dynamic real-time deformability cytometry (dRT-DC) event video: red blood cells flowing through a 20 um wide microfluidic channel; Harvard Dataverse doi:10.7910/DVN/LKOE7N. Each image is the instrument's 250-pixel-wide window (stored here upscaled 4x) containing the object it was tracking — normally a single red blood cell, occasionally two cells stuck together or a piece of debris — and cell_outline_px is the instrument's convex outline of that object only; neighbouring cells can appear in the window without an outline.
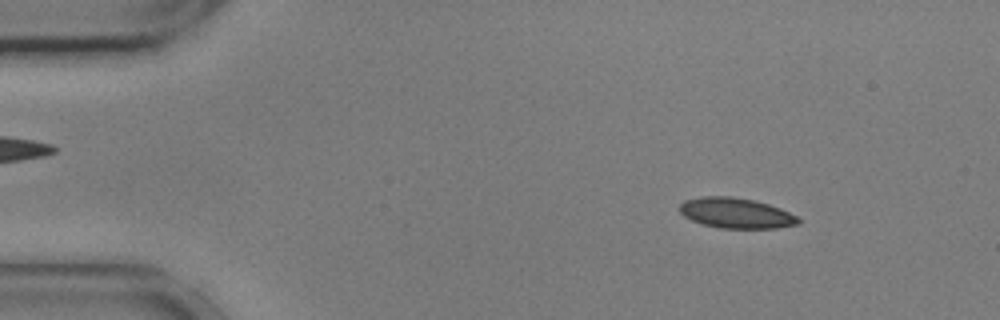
{"species": "common noctule bat (a hibernating species)", "species_latin": "Nyctalus noctula", "temperature_condition": "cold", "stored_images_in_passage": 54, "camera_frame_rate_fps": 3000, "um_per_image_px": 0.085, "animal": {"sex": "male", "body_mass_g": 17.9, "forearm_length_mm": 54.2}, "frame": {"image": 1, "passage_image": 6, "time_ms": 1.667, "image_size_px": [1000, 320], "cell_outline_px": [[800, 224], [776, 228], [720, 228], [704, 224], [692, 220], [684, 216], [680, 212], [680, 204], [684, 200], [704, 196], [732, 196], [752, 200], [768, 204], [780, 208], [796, 216], [800, 220]], "centroid_in_image_um": [62.56, 18.11], "position_along_channel_um": 22.4, "area_um2": 20.87}}
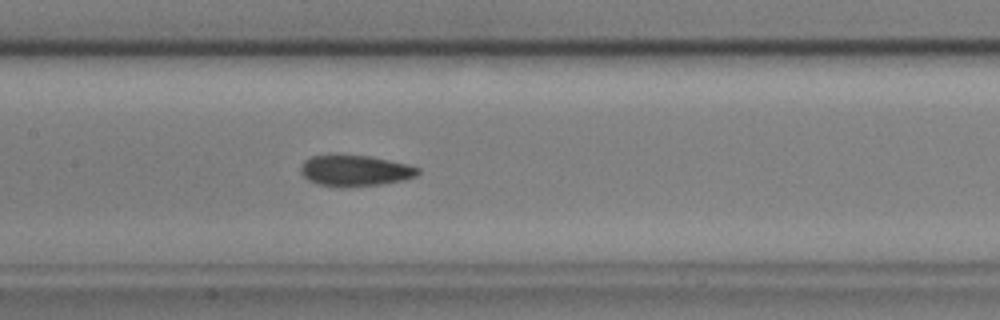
{"frame": {"image": 2, "passage_image": 25, "time_ms": 8.0, "image_size_px": [1000, 320], "cell_outline_px": [[420, 172], [416, 176], [404, 180], [380, 184], [340, 188], [316, 184], [308, 180], [300, 172], [300, 168], [304, 160], [312, 156], [328, 152], [336, 152], [368, 156], [408, 164], [420, 168]], "centroid_in_image_um": [30.11, 14.47], "position_along_channel_um": 177.3, "area_um2": 22.02}}
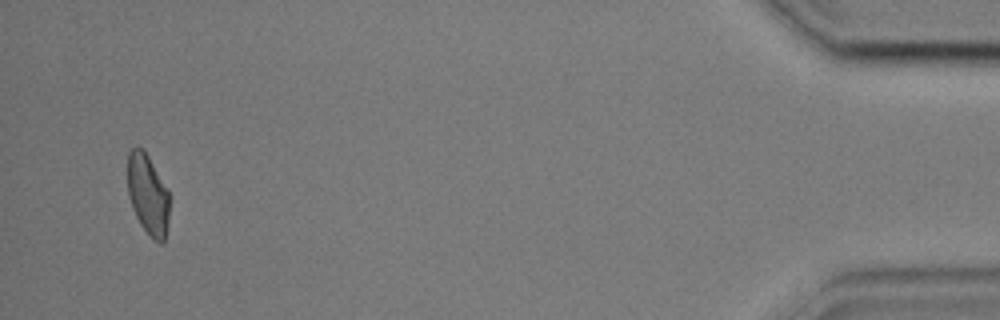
{"frame": {"image": 3, "passage_image": 52, "time_ms": 17.0, "image_size_px": [1000, 320], "cell_outline_px": [[168, 224], [164, 240], [160, 244], [140, 224], [132, 208], [128, 192], [128, 152], [132, 148], [140, 148], [148, 156], [168, 188]], "centroid_in_image_um": [12.57, 16.52], "position_along_channel_um": 422.6, "area_um2": 19.25}, "authors_computed_cell_mechanics": {"area_um2": 20.8658, "velocity_mm_per_s": 3.6196, "shape_relaxation_time_tau1_ms": 4.6622, "shape_relaxation_time_tau2_ms": 4.5509, "deformation_change_tau1": 0.1102, "deformation_change_tau2": 0.09}}